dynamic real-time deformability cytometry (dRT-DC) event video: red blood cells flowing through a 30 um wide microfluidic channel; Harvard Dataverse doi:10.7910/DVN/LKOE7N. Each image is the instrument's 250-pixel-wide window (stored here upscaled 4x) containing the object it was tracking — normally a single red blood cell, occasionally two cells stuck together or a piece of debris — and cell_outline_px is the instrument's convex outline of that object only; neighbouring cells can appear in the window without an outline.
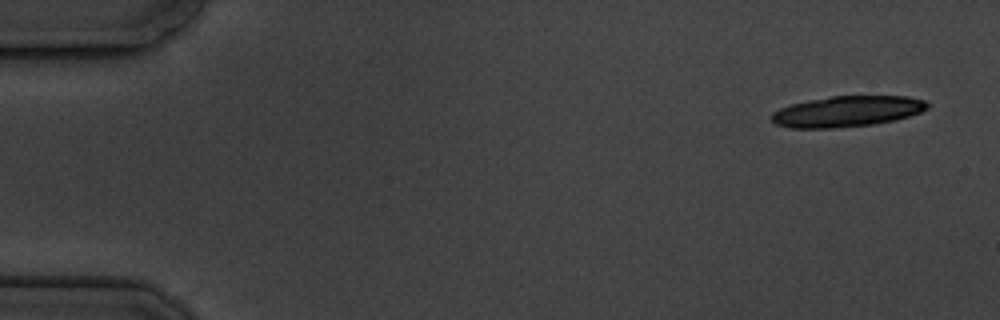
{"species": "common noctule bat (a hibernating species)", "species_latin": "Nyctalus noctula", "temperature_condition": "cold", "stored_images_in_passage": 15, "camera_frame_rate_fps": 3000, "um_per_image_px": 0.085, "animal": {"sex": "male", "body_mass_g": 19.5, "forearm_length_mm": 54.6}, "frame": {"image": 1, "passage_image": 1, "time_ms": 0.0, "image_size_px": [1000, 320], "cell_outline_px": [[928, 108], [920, 112], [908, 116], [892, 120], [872, 124], [832, 128], [788, 128], [776, 124], [772, 120], [772, 112], [780, 108], [792, 104], [808, 100], [832, 96], [908, 96], [924, 100], [928, 104]], "centroid_in_image_um": [71.98, 9.46], "position_along_channel_um": 13.0, "area_um2": 27.74}}
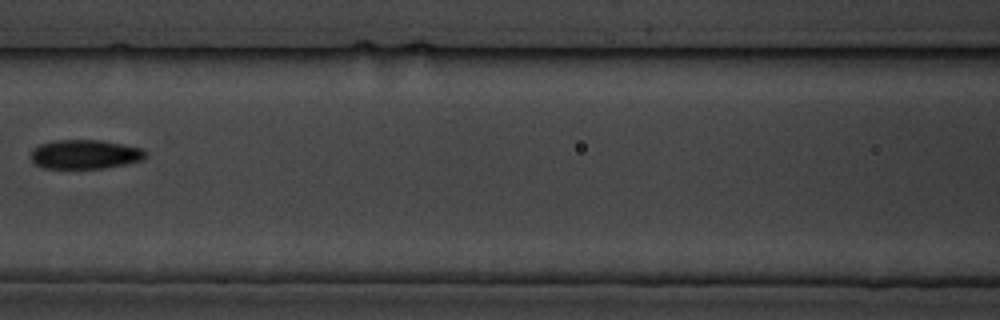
{"frame": {"image": 2, "passage_image": 7, "time_ms": 8.0, "image_size_px": [1000, 320], "cell_outline_px": [[148, 152], [140, 160], [124, 164], [100, 168], [44, 168], [36, 164], [32, 160], [32, 148], [40, 144], [52, 140], [100, 140], [144, 148]], "centroid_in_image_um": [7.21, 13.1], "position_along_channel_um": 159.4, "area_um2": 19.36}}
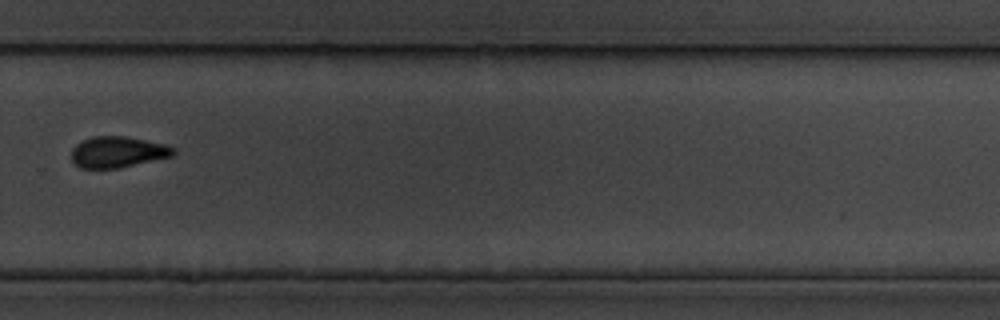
{"frame": {"image": 3, "passage_image": 11, "time_ms": 12.667, "image_size_px": [1000, 320], "cell_outline_px": [[176, 152], [172, 156], [120, 168], [80, 168], [72, 164], [72, 148], [76, 144], [92, 136], [124, 136], [164, 144], [176, 148]], "centroid_in_image_um": [9.99, 12.93], "position_along_channel_um": 319.8, "area_um2": 18.5}, "authors_computed_cell_mechanics": {"area_um2": 19.3052, "velocity_mm_per_s": 3.4576, "shape_relaxation_time_tau1_ms": 4.3772, "shape_relaxation_time_tau2_ms": 3.3453, "deformation_change_tau1": 0.1268, "deformation_change_tau2": 0.0947}}